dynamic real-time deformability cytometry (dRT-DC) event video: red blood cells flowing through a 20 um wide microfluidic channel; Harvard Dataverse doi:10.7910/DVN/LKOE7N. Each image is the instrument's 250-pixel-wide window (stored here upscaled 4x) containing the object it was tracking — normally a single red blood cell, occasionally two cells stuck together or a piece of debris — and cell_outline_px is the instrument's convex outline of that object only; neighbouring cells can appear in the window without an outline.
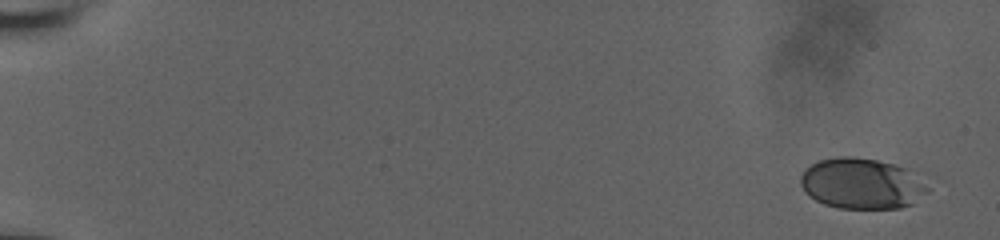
{"species": "human", "species_latin": "Homo sapiens", "temperature_condition": "room temperature", "stored_images_in_passage": 14, "camera_frame_rate_fps": 3000, "um_per_image_px": 0.085, "donor": {"sex": "male"}, "frame": {"image": 1, "passage_image": 1, "time_ms": 0.0, "image_size_px": [1000, 240], "cell_outline_px": [[928, 192], [912, 204], [900, 208], [840, 208], [824, 204], [816, 200], [804, 192], [800, 184], [800, 176], [804, 168], [820, 160], [840, 156], [852, 156], [876, 160], [892, 164], [904, 168], [928, 188]], "centroid_in_image_um": [73.17, 15.61], "position_along_channel_um": 11.8, "area_um2": 37.17}}
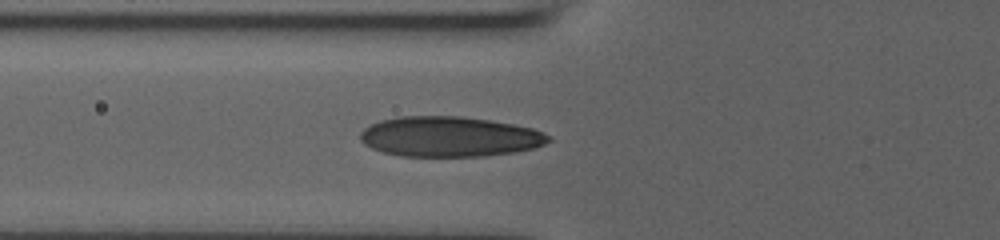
{"frame": {"image": 2, "passage_image": 10, "time_ms": 3.0, "image_size_px": [1000, 240], "cell_outline_px": [[552, 140], [544, 144], [532, 148], [512, 152], [484, 156], [400, 156], [384, 152], [372, 148], [364, 144], [360, 140], [360, 132], [364, 128], [380, 120], [400, 116], [460, 116], [488, 120], [512, 124], [532, 128], [544, 132]], "centroid_in_image_um": [38.18, 11.61], "position_along_channel_um": 87.6, "area_um2": 43.93}}
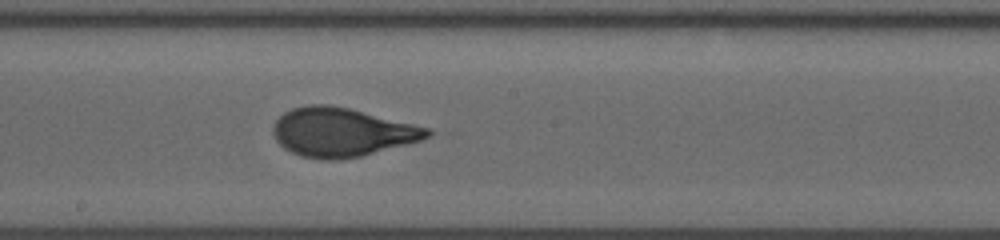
{"frame": {"image": 3, "passage_image": 14, "time_ms": 4.333, "image_size_px": [1000, 240], "cell_outline_px": [[432, 132], [428, 136], [420, 140], [360, 156], [336, 160], [324, 160], [300, 156], [284, 148], [276, 140], [272, 132], [272, 128], [276, 120], [284, 112], [292, 108], [308, 104], [328, 104], [348, 108], [432, 128]], "centroid_in_image_um": [29.02, 11.23], "position_along_channel_um": 219.2, "area_um2": 43.64}}